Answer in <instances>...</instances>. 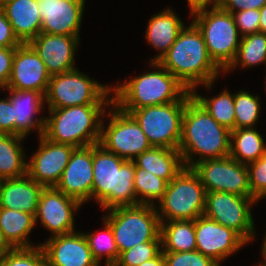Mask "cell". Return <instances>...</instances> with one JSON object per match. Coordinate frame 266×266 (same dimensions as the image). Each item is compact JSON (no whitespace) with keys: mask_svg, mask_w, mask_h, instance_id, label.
<instances>
[{"mask_svg":"<svg viewBox=\"0 0 266 266\" xmlns=\"http://www.w3.org/2000/svg\"><path fill=\"white\" fill-rule=\"evenodd\" d=\"M231 131L218 124L192 96L186 100L179 152L185 167L230 154ZM200 157L194 161L192 155Z\"/></svg>","mask_w":266,"mask_h":266,"instance_id":"cell-1","label":"cell"},{"mask_svg":"<svg viewBox=\"0 0 266 266\" xmlns=\"http://www.w3.org/2000/svg\"><path fill=\"white\" fill-rule=\"evenodd\" d=\"M158 63L189 91H196L199 84L210 89L220 70L210 58L202 34L193 23L184 27Z\"/></svg>","mask_w":266,"mask_h":266,"instance_id":"cell-2","label":"cell"},{"mask_svg":"<svg viewBox=\"0 0 266 266\" xmlns=\"http://www.w3.org/2000/svg\"><path fill=\"white\" fill-rule=\"evenodd\" d=\"M135 163L93 145L94 198L105 210L136 205L134 188Z\"/></svg>","mask_w":266,"mask_h":266,"instance_id":"cell-3","label":"cell"},{"mask_svg":"<svg viewBox=\"0 0 266 266\" xmlns=\"http://www.w3.org/2000/svg\"><path fill=\"white\" fill-rule=\"evenodd\" d=\"M150 63L157 71L147 72L112 88L113 104L119 109L186 102L191 95V91L160 63Z\"/></svg>","mask_w":266,"mask_h":266,"instance_id":"cell-4","label":"cell"},{"mask_svg":"<svg viewBox=\"0 0 266 266\" xmlns=\"http://www.w3.org/2000/svg\"><path fill=\"white\" fill-rule=\"evenodd\" d=\"M105 104H86L66 108H48L43 136L48 140L75 148L99 144L101 117ZM104 108V109H103Z\"/></svg>","mask_w":266,"mask_h":266,"instance_id":"cell-5","label":"cell"},{"mask_svg":"<svg viewBox=\"0 0 266 266\" xmlns=\"http://www.w3.org/2000/svg\"><path fill=\"white\" fill-rule=\"evenodd\" d=\"M105 220L113 231L119 253L149 241H162L156 206L137 204L108 210Z\"/></svg>","mask_w":266,"mask_h":266,"instance_id":"cell-6","label":"cell"},{"mask_svg":"<svg viewBox=\"0 0 266 266\" xmlns=\"http://www.w3.org/2000/svg\"><path fill=\"white\" fill-rule=\"evenodd\" d=\"M192 16H195L192 23L201 32L210 58L220 71H225L234 61L242 38L232 13L218 7Z\"/></svg>","mask_w":266,"mask_h":266,"instance_id":"cell-7","label":"cell"},{"mask_svg":"<svg viewBox=\"0 0 266 266\" xmlns=\"http://www.w3.org/2000/svg\"><path fill=\"white\" fill-rule=\"evenodd\" d=\"M205 200L206 191L198 175L192 168L184 167L167 184L159 202V220H195L204 215Z\"/></svg>","mask_w":266,"mask_h":266,"instance_id":"cell-8","label":"cell"},{"mask_svg":"<svg viewBox=\"0 0 266 266\" xmlns=\"http://www.w3.org/2000/svg\"><path fill=\"white\" fill-rule=\"evenodd\" d=\"M110 92L112 88L108 84L103 86L76 68L50 77L45 102L48 108H66L86 104L112 105L113 98L108 95Z\"/></svg>","mask_w":266,"mask_h":266,"instance_id":"cell-9","label":"cell"},{"mask_svg":"<svg viewBox=\"0 0 266 266\" xmlns=\"http://www.w3.org/2000/svg\"><path fill=\"white\" fill-rule=\"evenodd\" d=\"M186 102H171L139 109H120L139 124L152 147L179 149Z\"/></svg>","mask_w":266,"mask_h":266,"instance_id":"cell-10","label":"cell"},{"mask_svg":"<svg viewBox=\"0 0 266 266\" xmlns=\"http://www.w3.org/2000/svg\"><path fill=\"white\" fill-rule=\"evenodd\" d=\"M114 111L108 113V127L101 125L99 144L107 151L125 160H134L152 145L136 120L112 104ZM115 112V113H114Z\"/></svg>","mask_w":266,"mask_h":266,"instance_id":"cell-11","label":"cell"},{"mask_svg":"<svg viewBox=\"0 0 266 266\" xmlns=\"http://www.w3.org/2000/svg\"><path fill=\"white\" fill-rule=\"evenodd\" d=\"M258 201L227 192H206L204 216L233 229L247 243L254 237V221L250 207Z\"/></svg>","mask_w":266,"mask_h":266,"instance_id":"cell-12","label":"cell"},{"mask_svg":"<svg viewBox=\"0 0 266 266\" xmlns=\"http://www.w3.org/2000/svg\"><path fill=\"white\" fill-rule=\"evenodd\" d=\"M192 169L198 175L206 192H227L243 197H254L249 185L247 165L239 163L230 156L199 162Z\"/></svg>","mask_w":266,"mask_h":266,"instance_id":"cell-13","label":"cell"},{"mask_svg":"<svg viewBox=\"0 0 266 266\" xmlns=\"http://www.w3.org/2000/svg\"><path fill=\"white\" fill-rule=\"evenodd\" d=\"M82 204L55 187H44L42 190L35 223L38 219L54 236L64 235L74 231V214Z\"/></svg>","mask_w":266,"mask_h":266,"instance_id":"cell-14","label":"cell"},{"mask_svg":"<svg viewBox=\"0 0 266 266\" xmlns=\"http://www.w3.org/2000/svg\"><path fill=\"white\" fill-rule=\"evenodd\" d=\"M39 137V150L27 162V175L44 187H55L76 148Z\"/></svg>","mask_w":266,"mask_h":266,"instance_id":"cell-15","label":"cell"},{"mask_svg":"<svg viewBox=\"0 0 266 266\" xmlns=\"http://www.w3.org/2000/svg\"><path fill=\"white\" fill-rule=\"evenodd\" d=\"M196 250L220 264L247 242L233 229L204 215L195 219Z\"/></svg>","mask_w":266,"mask_h":266,"instance_id":"cell-16","label":"cell"},{"mask_svg":"<svg viewBox=\"0 0 266 266\" xmlns=\"http://www.w3.org/2000/svg\"><path fill=\"white\" fill-rule=\"evenodd\" d=\"M51 75L44 62L28 43L15 47L12 72L5 88L47 92Z\"/></svg>","mask_w":266,"mask_h":266,"instance_id":"cell-17","label":"cell"},{"mask_svg":"<svg viewBox=\"0 0 266 266\" xmlns=\"http://www.w3.org/2000/svg\"><path fill=\"white\" fill-rule=\"evenodd\" d=\"M92 187L93 145L76 148L55 188L83 205L92 199Z\"/></svg>","mask_w":266,"mask_h":266,"instance_id":"cell-18","label":"cell"},{"mask_svg":"<svg viewBox=\"0 0 266 266\" xmlns=\"http://www.w3.org/2000/svg\"><path fill=\"white\" fill-rule=\"evenodd\" d=\"M41 33L79 36L85 0H37Z\"/></svg>","mask_w":266,"mask_h":266,"instance_id":"cell-19","label":"cell"},{"mask_svg":"<svg viewBox=\"0 0 266 266\" xmlns=\"http://www.w3.org/2000/svg\"><path fill=\"white\" fill-rule=\"evenodd\" d=\"M80 36L40 33L28 42L52 76L76 69L74 57Z\"/></svg>","mask_w":266,"mask_h":266,"instance_id":"cell-20","label":"cell"},{"mask_svg":"<svg viewBox=\"0 0 266 266\" xmlns=\"http://www.w3.org/2000/svg\"><path fill=\"white\" fill-rule=\"evenodd\" d=\"M45 254L46 266H99L93 258L83 233L72 232L50 237L39 244Z\"/></svg>","mask_w":266,"mask_h":266,"instance_id":"cell-21","label":"cell"},{"mask_svg":"<svg viewBox=\"0 0 266 266\" xmlns=\"http://www.w3.org/2000/svg\"><path fill=\"white\" fill-rule=\"evenodd\" d=\"M5 89L10 92L11 96L8 97L14 107L15 135L26 137L30 130H36V128L39 136L43 135L45 117L37 118V120L33 117L35 113L41 112L45 95L35 90Z\"/></svg>","mask_w":266,"mask_h":266,"instance_id":"cell-22","label":"cell"},{"mask_svg":"<svg viewBox=\"0 0 266 266\" xmlns=\"http://www.w3.org/2000/svg\"><path fill=\"white\" fill-rule=\"evenodd\" d=\"M43 189V185L28 175L3 179L0 183V208L25 211L35 216Z\"/></svg>","mask_w":266,"mask_h":266,"instance_id":"cell-23","label":"cell"},{"mask_svg":"<svg viewBox=\"0 0 266 266\" xmlns=\"http://www.w3.org/2000/svg\"><path fill=\"white\" fill-rule=\"evenodd\" d=\"M37 7V0H13L1 7L21 43H28L41 33L42 19Z\"/></svg>","mask_w":266,"mask_h":266,"instance_id":"cell-24","label":"cell"},{"mask_svg":"<svg viewBox=\"0 0 266 266\" xmlns=\"http://www.w3.org/2000/svg\"><path fill=\"white\" fill-rule=\"evenodd\" d=\"M147 26V41L156 50L160 49V53L151 62L161 60L185 27L183 21L170 8L152 16Z\"/></svg>","mask_w":266,"mask_h":266,"instance_id":"cell-25","label":"cell"},{"mask_svg":"<svg viewBox=\"0 0 266 266\" xmlns=\"http://www.w3.org/2000/svg\"><path fill=\"white\" fill-rule=\"evenodd\" d=\"M133 161L135 167L148 170L168 183L185 167L179 150L164 147H151Z\"/></svg>","mask_w":266,"mask_h":266,"instance_id":"cell-26","label":"cell"},{"mask_svg":"<svg viewBox=\"0 0 266 266\" xmlns=\"http://www.w3.org/2000/svg\"><path fill=\"white\" fill-rule=\"evenodd\" d=\"M35 224V216L31 213L0 208V230L13 248L33 247L27 235Z\"/></svg>","mask_w":266,"mask_h":266,"instance_id":"cell-27","label":"cell"},{"mask_svg":"<svg viewBox=\"0 0 266 266\" xmlns=\"http://www.w3.org/2000/svg\"><path fill=\"white\" fill-rule=\"evenodd\" d=\"M230 141L229 156L241 164L256 162L266 154L264 139L255 127L232 130Z\"/></svg>","mask_w":266,"mask_h":266,"instance_id":"cell-28","label":"cell"},{"mask_svg":"<svg viewBox=\"0 0 266 266\" xmlns=\"http://www.w3.org/2000/svg\"><path fill=\"white\" fill-rule=\"evenodd\" d=\"M162 252L196 250L195 220L161 222Z\"/></svg>","mask_w":266,"mask_h":266,"instance_id":"cell-29","label":"cell"},{"mask_svg":"<svg viewBox=\"0 0 266 266\" xmlns=\"http://www.w3.org/2000/svg\"><path fill=\"white\" fill-rule=\"evenodd\" d=\"M23 139V136L0 133V178L2 180L27 175V163L20 144Z\"/></svg>","mask_w":266,"mask_h":266,"instance_id":"cell-30","label":"cell"},{"mask_svg":"<svg viewBox=\"0 0 266 266\" xmlns=\"http://www.w3.org/2000/svg\"><path fill=\"white\" fill-rule=\"evenodd\" d=\"M192 96L206 109L211 117L221 126L235 130L234 95L224 90L215 97L207 99L191 91Z\"/></svg>","mask_w":266,"mask_h":266,"instance_id":"cell-31","label":"cell"},{"mask_svg":"<svg viewBox=\"0 0 266 266\" xmlns=\"http://www.w3.org/2000/svg\"><path fill=\"white\" fill-rule=\"evenodd\" d=\"M261 63H266V33L258 32L242 36L236 57L224 73L239 64L245 68Z\"/></svg>","mask_w":266,"mask_h":266,"instance_id":"cell-32","label":"cell"},{"mask_svg":"<svg viewBox=\"0 0 266 266\" xmlns=\"http://www.w3.org/2000/svg\"><path fill=\"white\" fill-rule=\"evenodd\" d=\"M167 184L168 182L165 179L141 167H135L134 188L136 193V205L144 204L154 206V202L151 200L155 199L160 202L166 191Z\"/></svg>","mask_w":266,"mask_h":266,"instance_id":"cell-33","label":"cell"},{"mask_svg":"<svg viewBox=\"0 0 266 266\" xmlns=\"http://www.w3.org/2000/svg\"><path fill=\"white\" fill-rule=\"evenodd\" d=\"M105 228L104 231L96 234L83 233L93 258L100 263L101 257L106 256V266H113L118 257L119 250L117 248L113 231L111 226L104 220Z\"/></svg>","mask_w":266,"mask_h":266,"instance_id":"cell-34","label":"cell"},{"mask_svg":"<svg viewBox=\"0 0 266 266\" xmlns=\"http://www.w3.org/2000/svg\"><path fill=\"white\" fill-rule=\"evenodd\" d=\"M259 96L245 90L234 94L235 129L254 128L259 118Z\"/></svg>","mask_w":266,"mask_h":266,"instance_id":"cell-35","label":"cell"},{"mask_svg":"<svg viewBox=\"0 0 266 266\" xmlns=\"http://www.w3.org/2000/svg\"><path fill=\"white\" fill-rule=\"evenodd\" d=\"M162 251V241H149L119 254L113 266H139L147 260L155 258Z\"/></svg>","mask_w":266,"mask_h":266,"instance_id":"cell-36","label":"cell"},{"mask_svg":"<svg viewBox=\"0 0 266 266\" xmlns=\"http://www.w3.org/2000/svg\"><path fill=\"white\" fill-rule=\"evenodd\" d=\"M0 266H46L45 254L40 245L13 248L0 259Z\"/></svg>","mask_w":266,"mask_h":266,"instance_id":"cell-37","label":"cell"},{"mask_svg":"<svg viewBox=\"0 0 266 266\" xmlns=\"http://www.w3.org/2000/svg\"><path fill=\"white\" fill-rule=\"evenodd\" d=\"M164 266H220L212 258L199 251L163 252Z\"/></svg>","mask_w":266,"mask_h":266,"instance_id":"cell-38","label":"cell"},{"mask_svg":"<svg viewBox=\"0 0 266 266\" xmlns=\"http://www.w3.org/2000/svg\"><path fill=\"white\" fill-rule=\"evenodd\" d=\"M252 195L260 200L266 197V154L247 165Z\"/></svg>","mask_w":266,"mask_h":266,"instance_id":"cell-39","label":"cell"},{"mask_svg":"<svg viewBox=\"0 0 266 266\" xmlns=\"http://www.w3.org/2000/svg\"><path fill=\"white\" fill-rule=\"evenodd\" d=\"M240 35L246 36L259 32L260 10L247 9L232 14Z\"/></svg>","mask_w":266,"mask_h":266,"instance_id":"cell-40","label":"cell"},{"mask_svg":"<svg viewBox=\"0 0 266 266\" xmlns=\"http://www.w3.org/2000/svg\"><path fill=\"white\" fill-rule=\"evenodd\" d=\"M0 133L15 135L14 107L7 99H0Z\"/></svg>","mask_w":266,"mask_h":266,"instance_id":"cell-41","label":"cell"},{"mask_svg":"<svg viewBox=\"0 0 266 266\" xmlns=\"http://www.w3.org/2000/svg\"><path fill=\"white\" fill-rule=\"evenodd\" d=\"M15 47H0V88H5L12 72Z\"/></svg>","mask_w":266,"mask_h":266,"instance_id":"cell-42","label":"cell"},{"mask_svg":"<svg viewBox=\"0 0 266 266\" xmlns=\"http://www.w3.org/2000/svg\"><path fill=\"white\" fill-rule=\"evenodd\" d=\"M21 44L14 35L10 22L0 8V47H17Z\"/></svg>","mask_w":266,"mask_h":266,"instance_id":"cell-43","label":"cell"},{"mask_svg":"<svg viewBox=\"0 0 266 266\" xmlns=\"http://www.w3.org/2000/svg\"><path fill=\"white\" fill-rule=\"evenodd\" d=\"M264 4L266 0H222L220 7L233 14L236 10L237 12L247 9L259 10Z\"/></svg>","mask_w":266,"mask_h":266,"instance_id":"cell-44","label":"cell"},{"mask_svg":"<svg viewBox=\"0 0 266 266\" xmlns=\"http://www.w3.org/2000/svg\"><path fill=\"white\" fill-rule=\"evenodd\" d=\"M190 6L191 16L197 12L207 10L209 4H212V8H218L221 6L222 0H187Z\"/></svg>","mask_w":266,"mask_h":266,"instance_id":"cell-45","label":"cell"},{"mask_svg":"<svg viewBox=\"0 0 266 266\" xmlns=\"http://www.w3.org/2000/svg\"><path fill=\"white\" fill-rule=\"evenodd\" d=\"M139 266H164V256L161 251L155 258L145 261Z\"/></svg>","mask_w":266,"mask_h":266,"instance_id":"cell-46","label":"cell"},{"mask_svg":"<svg viewBox=\"0 0 266 266\" xmlns=\"http://www.w3.org/2000/svg\"><path fill=\"white\" fill-rule=\"evenodd\" d=\"M11 249H13V247L7 242L4 234L0 230V259Z\"/></svg>","mask_w":266,"mask_h":266,"instance_id":"cell-47","label":"cell"},{"mask_svg":"<svg viewBox=\"0 0 266 266\" xmlns=\"http://www.w3.org/2000/svg\"><path fill=\"white\" fill-rule=\"evenodd\" d=\"M259 32L266 33V4L260 9Z\"/></svg>","mask_w":266,"mask_h":266,"instance_id":"cell-48","label":"cell"},{"mask_svg":"<svg viewBox=\"0 0 266 266\" xmlns=\"http://www.w3.org/2000/svg\"><path fill=\"white\" fill-rule=\"evenodd\" d=\"M262 255H263V261L262 264L260 263L258 266H266V236L263 241V247H262Z\"/></svg>","mask_w":266,"mask_h":266,"instance_id":"cell-49","label":"cell"},{"mask_svg":"<svg viewBox=\"0 0 266 266\" xmlns=\"http://www.w3.org/2000/svg\"><path fill=\"white\" fill-rule=\"evenodd\" d=\"M11 1H13V0H0V8Z\"/></svg>","mask_w":266,"mask_h":266,"instance_id":"cell-50","label":"cell"}]
</instances>
